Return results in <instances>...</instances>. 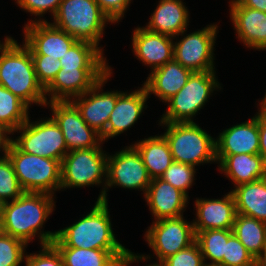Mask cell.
<instances>
[{
  "instance_id": "obj_1",
  "label": "cell",
  "mask_w": 266,
  "mask_h": 266,
  "mask_svg": "<svg viewBox=\"0 0 266 266\" xmlns=\"http://www.w3.org/2000/svg\"><path fill=\"white\" fill-rule=\"evenodd\" d=\"M56 197L24 192L19 198L1 204V232L22 240L28 246L34 241H38L39 247L51 244L57 236V229H44L56 210Z\"/></svg>"
},
{
  "instance_id": "obj_2",
  "label": "cell",
  "mask_w": 266,
  "mask_h": 266,
  "mask_svg": "<svg viewBox=\"0 0 266 266\" xmlns=\"http://www.w3.org/2000/svg\"><path fill=\"white\" fill-rule=\"evenodd\" d=\"M108 202L95 201L89 211L72 224L57 230L54 247H72L109 251L120 263L127 247L118 240Z\"/></svg>"
},
{
  "instance_id": "obj_3",
  "label": "cell",
  "mask_w": 266,
  "mask_h": 266,
  "mask_svg": "<svg viewBox=\"0 0 266 266\" xmlns=\"http://www.w3.org/2000/svg\"><path fill=\"white\" fill-rule=\"evenodd\" d=\"M0 84L29 108L45 109V89L37 79L30 50L14 37L0 43Z\"/></svg>"
},
{
  "instance_id": "obj_4",
  "label": "cell",
  "mask_w": 266,
  "mask_h": 266,
  "mask_svg": "<svg viewBox=\"0 0 266 266\" xmlns=\"http://www.w3.org/2000/svg\"><path fill=\"white\" fill-rule=\"evenodd\" d=\"M48 21L77 41L94 44L104 54L107 45L100 43L108 25L114 24L95 0H62L57 13Z\"/></svg>"
},
{
  "instance_id": "obj_5",
  "label": "cell",
  "mask_w": 266,
  "mask_h": 266,
  "mask_svg": "<svg viewBox=\"0 0 266 266\" xmlns=\"http://www.w3.org/2000/svg\"><path fill=\"white\" fill-rule=\"evenodd\" d=\"M161 133L167 140L173 161L194 167L217 164L214 136L198 122L166 123L158 122Z\"/></svg>"
},
{
  "instance_id": "obj_6",
  "label": "cell",
  "mask_w": 266,
  "mask_h": 266,
  "mask_svg": "<svg viewBox=\"0 0 266 266\" xmlns=\"http://www.w3.org/2000/svg\"><path fill=\"white\" fill-rule=\"evenodd\" d=\"M217 72H193L180 91L164 104L167 109L157 122H198L196 119L199 118L196 117L202 112L201 109L207 106L215 94L223 92V84L218 80Z\"/></svg>"
},
{
  "instance_id": "obj_7",
  "label": "cell",
  "mask_w": 266,
  "mask_h": 266,
  "mask_svg": "<svg viewBox=\"0 0 266 266\" xmlns=\"http://www.w3.org/2000/svg\"><path fill=\"white\" fill-rule=\"evenodd\" d=\"M104 144L66 153L61 161V192L71 188L98 187L100 190L95 201H104L108 162Z\"/></svg>"
},
{
  "instance_id": "obj_8",
  "label": "cell",
  "mask_w": 266,
  "mask_h": 266,
  "mask_svg": "<svg viewBox=\"0 0 266 266\" xmlns=\"http://www.w3.org/2000/svg\"><path fill=\"white\" fill-rule=\"evenodd\" d=\"M25 192L57 196L61 188V161L22 152L13 142L7 154Z\"/></svg>"
},
{
  "instance_id": "obj_9",
  "label": "cell",
  "mask_w": 266,
  "mask_h": 266,
  "mask_svg": "<svg viewBox=\"0 0 266 266\" xmlns=\"http://www.w3.org/2000/svg\"><path fill=\"white\" fill-rule=\"evenodd\" d=\"M219 26L220 21L213 22L193 32L186 29L175 36L173 59L192 72L216 71L214 46L217 45Z\"/></svg>"
},
{
  "instance_id": "obj_10",
  "label": "cell",
  "mask_w": 266,
  "mask_h": 266,
  "mask_svg": "<svg viewBox=\"0 0 266 266\" xmlns=\"http://www.w3.org/2000/svg\"><path fill=\"white\" fill-rule=\"evenodd\" d=\"M31 117L13 132V143L22 152L62 161L68 150L59 125L51 116Z\"/></svg>"
},
{
  "instance_id": "obj_11",
  "label": "cell",
  "mask_w": 266,
  "mask_h": 266,
  "mask_svg": "<svg viewBox=\"0 0 266 266\" xmlns=\"http://www.w3.org/2000/svg\"><path fill=\"white\" fill-rule=\"evenodd\" d=\"M108 152L107 180L104 192V202H109V190L121 188L122 191H140L145 196L152 178L146 166L132 144L121 147L118 151ZM127 189V190H126Z\"/></svg>"
},
{
  "instance_id": "obj_12",
  "label": "cell",
  "mask_w": 266,
  "mask_h": 266,
  "mask_svg": "<svg viewBox=\"0 0 266 266\" xmlns=\"http://www.w3.org/2000/svg\"><path fill=\"white\" fill-rule=\"evenodd\" d=\"M144 241L150 248L147 256L163 261L196 241L193 221L181 216L161 219L144 229Z\"/></svg>"
},
{
  "instance_id": "obj_13",
  "label": "cell",
  "mask_w": 266,
  "mask_h": 266,
  "mask_svg": "<svg viewBox=\"0 0 266 266\" xmlns=\"http://www.w3.org/2000/svg\"><path fill=\"white\" fill-rule=\"evenodd\" d=\"M113 70L112 66L90 90L71 100L79 110L82 119L101 135L104 143H106V126L116 105V90L114 88L104 90V86L115 74Z\"/></svg>"
},
{
  "instance_id": "obj_14",
  "label": "cell",
  "mask_w": 266,
  "mask_h": 266,
  "mask_svg": "<svg viewBox=\"0 0 266 266\" xmlns=\"http://www.w3.org/2000/svg\"><path fill=\"white\" fill-rule=\"evenodd\" d=\"M45 108L49 109V116L59 125L68 152L96 148L103 143L101 135L87 125L71 101L47 102Z\"/></svg>"
},
{
  "instance_id": "obj_15",
  "label": "cell",
  "mask_w": 266,
  "mask_h": 266,
  "mask_svg": "<svg viewBox=\"0 0 266 266\" xmlns=\"http://www.w3.org/2000/svg\"><path fill=\"white\" fill-rule=\"evenodd\" d=\"M134 88L131 91L116 90V105L106 126V144L121 134L127 136L128 130L138 124V120L149 108V96L145 86L141 84Z\"/></svg>"
},
{
  "instance_id": "obj_16",
  "label": "cell",
  "mask_w": 266,
  "mask_h": 266,
  "mask_svg": "<svg viewBox=\"0 0 266 266\" xmlns=\"http://www.w3.org/2000/svg\"><path fill=\"white\" fill-rule=\"evenodd\" d=\"M22 27V43L31 55H47V58L59 60L77 41L50 21L32 22Z\"/></svg>"
},
{
  "instance_id": "obj_17",
  "label": "cell",
  "mask_w": 266,
  "mask_h": 266,
  "mask_svg": "<svg viewBox=\"0 0 266 266\" xmlns=\"http://www.w3.org/2000/svg\"><path fill=\"white\" fill-rule=\"evenodd\" d=\"M111 68H61L45 88L47 102L71 101L90 90Z\"/></svg>"
},
{
  "instance_id": "obj_18",
  "label": "cell",
  "mask_w": 266,
  "mask_h": 266,
  "mask_svg": "<svg viewBox=\"0 0 266 266\" xmlns=\"http://www.w3.org/2000/svg\"><path fill=\"white\" fill-rule=\"evenodd\" d=\"M131 47L134 59L150 69V73L173 60V37L148 31L143 26H136L131 32Z\"/></svg>"
},
{
  "instance_id": "obj_19",
  "label": "cell",
  "mask_w": 266,
  "mask_h": 266,
  "mask_svg": "<svg viewBox=\"0 0 266 266\" xmlns=\"http://www.w3.org/2000/svg\"><path fill=\"white\" fill-rule=\"evenodd\" d=\"M195 233L211 229H232L236 217L234 197L229 190L221 197H196L193 201Z\"/></svg>"
},
{
  "instance_id": "obj_20",
  "label": "cell",
  "mask_w": 266,
  "mask_h": 266,
  "mask_svg": "<svg viewBox=\"0 0 266 266\" xmlns=\"http://www.w3.org/2000/svg\"><path fill=\"white\" fill-rule=\"evenodd\" d=\"M234 35L247 50L266 51V13L243 5H228Z\"/></svg>"
},
{
  "instance_id": "obj_21",
  "label": "cell",
  "mask_w": 266,
  "mask_h": 266,
  "mask_svg": "<svg viewBox=\"0 0 266 266\" xmlns=\"http://www.w3.org/2000/svg\"><path fill=\"white\" fill-rule=\"evenodd\" d=\"M152 222L184 216L190 199L170 183L160 178H153L143 197Z\"/></svg>"
},
{
  "instance_id": "obj_22",
  "label": "cell",
  "mask_w": 266,
  "mask_h": 266,
  "mask_svg": "<svg viewBox=\"0 0 266 266\" xmlns=\"http://www.w3.org/2000/svg\"><path fill=\"white\" fill-rule=\"evenodd\" d=\"M215 137L216 155L259 154V115L221 129Z\"/></svg>"
},
{
  "instance_id": "obj_23",
  "label": "cell",
  "mask_w": 266,
  "mask_h": 266,
  "mask_svg": "<svg viewBox=\"0 0 266 266\" xmlns=\"http://www.w3.org/2000/svg\"><path fill=\"white\" fill-rule=\"evenodd\" d=\"M154 11L143 27L148 31L160 33L170 37L179 35L188 29L190 11L184 0H158Z\"/></svg>"
},
{
  "instance_id": "obj_24",
  "label": "cell",
  "mask_w": 266,
  "mask_h": 266,
  "mask_svg": "<svg viewBox=\"0 0 266 266\" xmlns=\"http://www.w3.org/2000/svg\"><path fill=\"white\" fill-rule=\"evenodd\" d=\"M217 171L232 188L266 177V161L260 154L216 155Z\"/></svg>"
},
{
  "instance_id": "obj_25",
  "label": "cell",
  "mask_w": 266,
  "mask_h": 266,
  "mask_svg": "<svg viewBox=\"0 0 266 266\" xmlns=\"http://www.w3.org/2000/svg\"><path fill=\"white\" fill-rule=\"evenodd\" d=\"M192 73L173 59L149 73L142 84L149 98L153 95L155 99L158 98L157 100L165 104L187 83Z\"/></svg>"
},
{
  "instance_id": "obj_26",
  "label": "cell",
  "mask_w": 266,
  "mask_h": 266,
  "mask_svg": "<svg viewBox=\"0 0 266 266\" xmlns=\"http://www.w3.org/2000/svg\"><path fill=\"white\" fill-rule=\"evenodd\" d=\"M158 131L156 135L145 136L132 141L139 152L149 176L159 178L172 164L173 157L165 137Z\"/></svg>"
},
{
  "instance_id": "obj_27",
  "label": "cell",
  "mask_w": 266,
  "mask_h": 266,
  "mask_svg": "<svg viewBox=\"0 0 266 266\" xmlns=\"http://www.w3.org/2000/svg\"><path fill=\"white\" fill-rule=\"evenodd\" d=\"M230 191L238 214L266 223V177L239 185Z\"/></svg>"
},
{
  "instance_id": "obj_28",
  "label": "cell",
  "mask_w": 266,
  "mask_h": 266,
  "mask_svg": "<svg viewBox=\"0 0 266 266\" xmlns=\"http://www.w3.org/2000/svg\"><path fill=\"white\" fill-rule=\"evenodd\" d=\"M232 231L246 250L257 260L266 244V223L237 213Z\"/></svg>"
},
{
  "instance_id": "obj_29",
  "label": "cell",
  "mask_w": 266,
  "mask_h": 266,
  "mask_svg": "<svg viewBox=\"0 0 266 266\" xmlns=\"http://www.w3.org/2000/svg\"><path fill=\"white\" fill-rule=\"evenodd\" d=\"M107 59L94 44L76 41L59 61L61 68H112Z\"/></svg>"
},
{
  "instance_id": "obj_30",
  "label": "cell",
  "mask_w": 266,
  "mask_h": 266,
  "mask_svg": "<svg viewBox=\"0 0 266 266\" xmlns=\"http://www.w3.org/2000/svg\"><path fill=\"white\" fill-rule=\"evenodd\" d=\"M232 233V229H211L195 233L205 264L223 266L226 242Z\"/></svg>"
},
{
  "instance_id": "obj_31",
  "label": "cell",
  "mask_w": 266,
  "mask_h": 266,
  "mask_svg": "<svg viewBox=\"0 0 266 266\" xmlns=\"http://www.w3.org/2000/svg\"><path fill=\"white\" fill-rule=\"evenodd\" d=\"M61 254L64 266H121L107 250L55 247Z\"/></svg>"
},
{
  "instance_id": "obj_32",
  "label": "cell",
  "mask_w": 266,
  "mask_h": 266,
  "mask_svg": "<svg viewBox=\"0 0 266 266\" xmlns=\"http://www.w3.org/2000/svg\"><path fill=\"white\" fill-rule=\"evenodd\" d=\"M31 109L11 91L0 84V123L12 132L25 123Z\"/></svg>"
},
{
  "instance_id": "obj_33",
  "label": "cell",
  "mask_w": 266,
  "mask_h": 266,
  "mask_svg": "<svg viewBox=\"0 0 266 266\" xmlns=\"http://www.w3.org/2000/svg\"><path fill=\"white\" fill-rule=\"evenodd\" d=\"M197 171V167L173 161L159 178L170 183L190 199L189 190L196 184Z\"/></svg>"
},
{
  "instance_id": "obj_34",
  "label": "cell",
  "mask_w": 266,
  "mask_h": 266,
  "mask_svg": "<svg viewBox=\"0 0 266 266\" xmlns=\"http://www.w3.org/2000/svg\"><path fill=\"white\" fill-rule=\"evenodd\" d=\"M25 191L21 187L8 156L0 159V205L19 198Z\"/></svg>"
},
{
  "instance_id": "obj_35",
  "label": "cell",
  "mask_w": 266,
  "mask_h": 266,
  "mask_svg": "<svg viewBox=\"0 0 266 266\" xmlns=\"http://www.w3.org/2000/svg\"><path fill=\"white\" fill-rule=\"evenodd\" d=\"M27 247L22 240L0 232V266H22Z\"/></svg>"
},
{
  "instance_id": "obj_36",
  "label": "cell",
  "mask_w": 266,
  "mask_h": 266,
  "mask_svg": "<svg viewBox=\"0 0 266 266\" xmlns=\"http://www.w3.org/2000/svg\"><path fill=\"white\" fill-rule=\"evenodd\" d=\"M22 12H25L31 19L24 22L23 25L32 22H45L48 21L45 15H50V20L57 13L62 0H13ZM50 13V14H49ZM34 16V18H33Z\"/></svg>"
},
{
  "instance_id": "obj_37",
  "label": "cell",
  "mask_w": 266,
  "mask_h": 266,
  "mask_svg": "<svg viewBox=\"0 0 266 266\" xmlns=\"http://www.w3.org/2000/svg\"><path fill=\"white\" fill-rule=\"evenodd\" d=\"M223 266H256V260L233 233L226 242Z\"/></svg>"
},
{
  "instance_id": "obj_38",
  "label": "cell",
  "mask_w": 266,
  "mask_h": 266,
  "mask_svg": "<svg viewBox=\"0 0 266 266\" xmlns=\"http://www.w3.org/2000/svg\"><path fill=\"white\" fill-rule=\"evenodd\" d=\"M23 266H64L58 250L52 245L40 246L38 251L26 252Z\"/></svg>"
},
{
  "instance_id": "obj_39",
  "label": "cell",
  "mask_w": 266,
  "mask_h": 266,
  "mask_svg": "<svg viewBox=\"0 0 266 266\" xmlns=\"http://www.w3.org/2000/svg\"><path fill=\"white\" fill-rule=\"evenodd\" d=\"M39 83L45 89L61 69L58 59L47 58V55H31Z\"/></svg>"
},
{
  "instance_id": "obj_40",
  "label": "cell",
  "mask_w": 266,
  "mask_h": 266,
  "mask_svg": "<svg viewBox=\"0 0 266 266\" xmlns=\"http://www.w3.org/2000/svg\"><path fill=\"white\" fill-rule=\"evenodd\" d=\"M165 266H204L205 262L196 241L163 260Z\"/></svg>"
},
{
  "instance_id": "obj_41",
  "label": "cell",
  "mask_w": 266,
  "mask_h": 266,
  "mask_svg": "<svg viewBox=\"0 0 266 266\" xmlns=\"http://www.w3.org/2000/svg\"><path fill=\"white\" fill-rule=\"evenodd\" d=\"M102 11L117 26L126 17L133 0H95ZM118 23V24H117Z\"/></svg>"
},
{
  "instance_id": "obj_42",
  "label": "cell",
  "mask_w": 266,
  "mask_h": 266,
  "mask_svg": "<svg viewBox=\"0 0 266 266\" xmlns=\"http://www.w3.org/2000/svg\"><path fill=\"white\" fill-rule=\"evenodd\" d=\"M152 260L153 259L145 253H135L131 249L127 248L124 257L122 258L121 266H131L133 263L137 266L140 262L145 264V266H165L164 262L161 260Z\"/></svg>"
},
{
  "instance_id": "obj_43",
  "label": "cell",
  "mask_w": 266,
  "mask_h": 266,
  "mask_svg": "<svg viewBox=\"0 0 266 266\" xmlns=\"http://www.w3.org/2000/svg\"><path fill=\"white\" fill-rule=\"evenodd\" d=\"M13 142V132L0 123V159L7 156Z\"/></svg>"
},
{
  "instance_id": "obj_44",
  "label": "cell",
  "mask_w": 266,
  "mask_h": 266,
  "mask_svg": "<svg viewBox=\"0 0 266 266\" xmlns=\"http://www.w3.org/2000/svg\"><path fill=\"white\" fill-rule=\"evenodd\" d=\"M228 5H243L266 13V0H228Z\"/></svg>"
},
{
  "instance_id": "obj_45",
  "label": "cell",
  "mask_w": 266,
  "mask_h": 266,
  "mask_svg": "<svg viewBox=\"0 0 266 266\" xmlns=\"http://www.w3.org/2000/svg\"><path fill=\"white\" fill-rule=\"evenodd\" d=\"M259 154L266 161V122L259 116Z\"/></svg>"
},
{
  "instance_id": "obj_46",
  "label": "cell",
  "mask_w": 266,
  "mask_h": 266,
  "mask_svg": "<svg viewBox=\"0 0 266 266\" xmlns=\"http://www.w3.org/2000/svg\"><path fill=\"white\" fill-rule=\"evenodd\" d=\"M256 105L255 107L257 108V114L266 122V104L263 102H257Z\"/></svg>"
},
{
  "instance_id": "obj_47",
  "label": "cell",
  "mask_w": 266,
  "mask_h": 266,
  "mask_svg": "<svg viewBox=\"0 0 266 266\" xmlns=\"http://www.w3.org/2000/svg\"><path fill=\"white\" fill-rule=\"evenodd\" d=\"M256 266H266V244L262 254L256 260Z\"/></svg>"
},
{
  "instance_id": "obj_48",
  "label": "cell",
  "mask_w": 266,
  "mask_h": 266,
  "mask_svg": "<svg viewBox=\"0 0 266 266\" xmlns=\"http://www.w3.org/2000/svg\"><path fill=\"white\" fill-rule=\"evenodd\" d=\"M3 37H4V38H3L2 40L0 39V43H1V42H5V41L10 40V39L12 38V35H6V34H5V36H3Z\"/></svg>"
},
{
  "instance_id": "obj_49",
  "label": "cell",
  "mask_w": 266,
  "mask_h": 266,
  "mask_svg": "<svg viewBox=\"0 0 266 266\" xmlns=\"http://www.w3.org/2000/svg\"><path fill=\"white\" fill-rule=\"evenodd\" d=\"M256 102H263L264 104H266V90H265V94H264V96H263V98H259L258 99V101H255V104H256Z\"/></svg>"
}]
</instances>
